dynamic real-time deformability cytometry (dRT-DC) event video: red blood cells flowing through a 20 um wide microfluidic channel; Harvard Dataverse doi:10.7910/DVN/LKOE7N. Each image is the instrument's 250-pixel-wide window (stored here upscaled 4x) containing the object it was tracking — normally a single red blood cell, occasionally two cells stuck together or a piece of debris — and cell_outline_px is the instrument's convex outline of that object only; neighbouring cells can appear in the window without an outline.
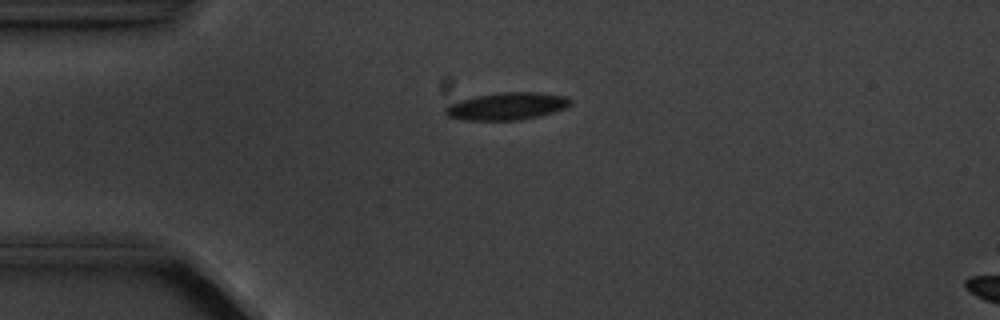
{"species": "common noctule bat (a hibernating species)", "species_latin": "Nyctalus noctula", "temperature_condition": "cold", "stored_images_in_passage": 4, "camera_frame_rate_fps": 3000, "um_per_image_px": 0.085, "animal": {"sex": "male", "body_mass_g": 20.1, "forearm_length_mm": 53.5}, "frame": {"image": 1, "passage_image": 2, "time_ms": 1.333, "image_size_px": [1000, 320], "cell_outline_px": [[572, 104], [564, 108], [552, 112], [520, 120], [464, 120], [448, 116], [444, 112], [444, 108], [448, 104], [460, 100], [476, 96], [504, 92], [536, 92], [568, 96], [572, 100]], "centroid_in_image_um": [43.08, 9.02], "position_along_channel_um": 41.9, "area_um2": 19.88}}